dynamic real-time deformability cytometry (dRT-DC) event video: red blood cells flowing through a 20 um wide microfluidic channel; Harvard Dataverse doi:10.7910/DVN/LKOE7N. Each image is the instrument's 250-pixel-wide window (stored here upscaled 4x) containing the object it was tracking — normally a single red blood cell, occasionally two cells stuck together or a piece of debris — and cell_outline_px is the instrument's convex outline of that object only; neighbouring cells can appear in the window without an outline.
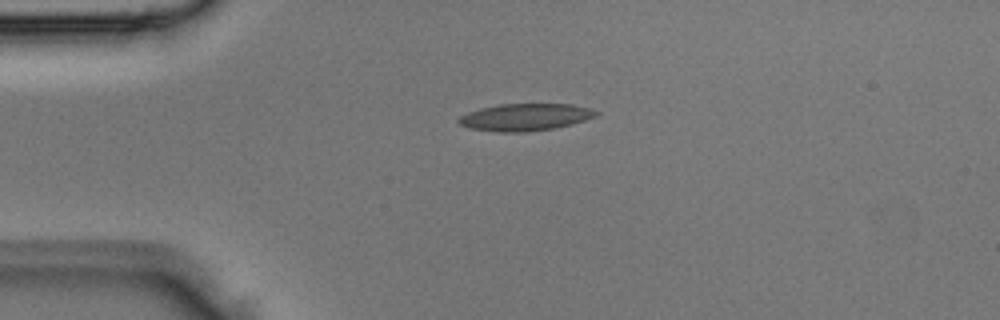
{"species": "Egyptian fruit bat (a non-hibernating species)", "species_latin": "Rousettus aegyptiacus", "temperature_condition": "room temperature", "stored_images_in_passage": 1, "camera_frame_rate_fps": 3000, "um_per_image_px": 0.085, "animal": {"sex": "male"}, "frame": {"image": 1, "passage_image": 1, "time_ms": 0.0, "image_size_px": [1000, 320], "cell_outline_px": [[600, 112], [596, 116], [572, 124], [556, 128], [528, 132], [496, 132], [468, 128], [460, 124], [456, 120], [460, 116], [468, 112], [480, 108], [496, 104], [572, 104], [592, 108]], "centroid_in_image_um": [44.64, 9.96], "position_along_channel_um": 40.4, "area_um2": 22.02}}